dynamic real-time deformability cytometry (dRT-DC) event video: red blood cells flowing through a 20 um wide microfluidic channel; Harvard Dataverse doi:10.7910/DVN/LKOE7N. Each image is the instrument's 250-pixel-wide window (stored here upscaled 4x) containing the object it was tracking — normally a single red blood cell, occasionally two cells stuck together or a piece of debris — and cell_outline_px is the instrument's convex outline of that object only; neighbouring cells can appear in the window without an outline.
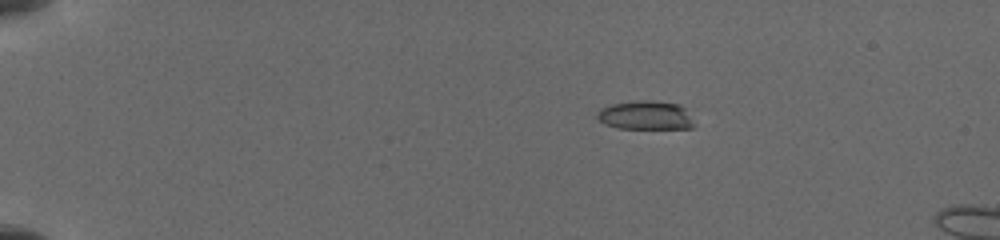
{"species": "common noctule bat (a hibernating species)", "species_latin": "Nyctalus noctula", "temperature_condition": "cold", "stored_images_in_passage": 10, "camera_frame_rate_fps": 3000, "um_per_image_px": 0.085, "animal": {"sex": "female", "body_mass_g": 19.5, "forearm_length_mm": 54.1}, "frame": {"image": 1, "passage_image": 7, "time_ms": 3.667, "image_size_px": [1000, 240], "cell_outline_px": [[692, 128], [616, 128], [604, 124], [596, 116], [596, 112], [600, 108], [608, 104], [636, 100], [652, 100], [680, 104], [684, 108], [692, 124]], "centroid_in_image_um": [54.77, 9.78], "position_along_channel_um": 30.2, "area_um2": 16.24}}